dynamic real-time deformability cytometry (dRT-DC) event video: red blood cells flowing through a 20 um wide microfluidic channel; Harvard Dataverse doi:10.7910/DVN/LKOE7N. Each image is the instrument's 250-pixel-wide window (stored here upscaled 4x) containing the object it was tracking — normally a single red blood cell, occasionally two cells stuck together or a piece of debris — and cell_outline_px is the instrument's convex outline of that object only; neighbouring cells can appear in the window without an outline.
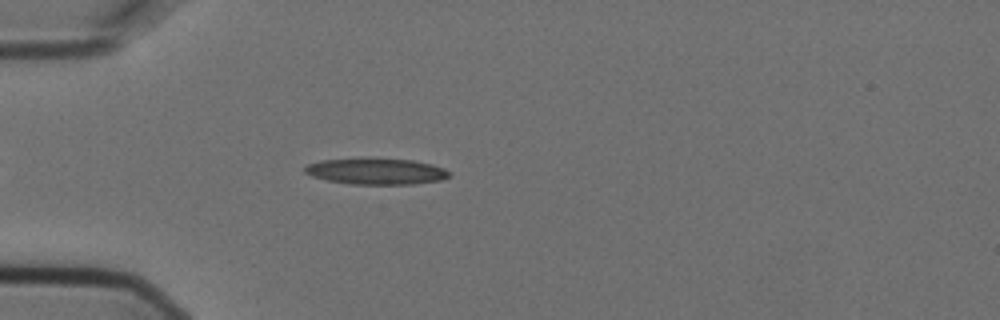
{"species": "Egyptian fruit bat (a non-hibernating species)", "species_latin": "Rousettus aegyptiacus", "temperature_condition": "cold", "stored_images_in_passage": 2, "camera_frame_rate_fps": 3000, "um_per_image_px": 0.085, "animal": {"sex": "female"}, "frame": {"image": 1, "passage_image": 2, "time_ms": 0.333, "image_size_px": [1000, 320], "cell_outline_px": [[452, 176], [440, 180], [412, 184], [352, 184], [328, 180], [312, 176], [304, 172], [304, 168], [308, 164], [320, 160], [360, 156], [368, 156], [412, 160], [432, 164], [444, 168]], "centroid_in_image_um": [31.94, 14.52], "position_along_channel_um": 53.1, "area_um2": 22.72}}